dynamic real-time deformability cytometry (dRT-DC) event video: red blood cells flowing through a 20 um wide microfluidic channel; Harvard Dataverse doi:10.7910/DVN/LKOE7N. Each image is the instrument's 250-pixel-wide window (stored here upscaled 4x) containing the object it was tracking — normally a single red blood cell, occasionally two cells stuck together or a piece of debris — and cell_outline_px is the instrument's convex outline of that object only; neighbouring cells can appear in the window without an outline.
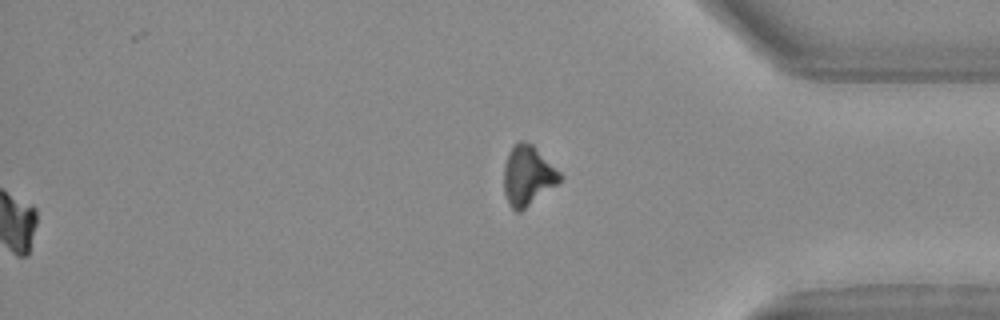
{"species": "Egyptian fruit bat (a non-hibernating species)", "species_latin": "Rousettus aegyptiacus", "temperature_condition": "warm", "stored_images_in_passage": 37, "segment_of_instrument_passage": [2, 2], "camera_frame_rate_fps": 3000, "um_per_image_px": 0.085, "animal": {"sex": "female"}, "frame": {"image": 1, "passage_image": 37, "time_ms": 12.0, "image_size_px": [1000, 320], "cell_outline_px": [[564, 176], [556, 184], [520, 212], [516, 212], [512, 208], [504, 192], [504, 164], [508, 152], [520, 140], [532, 144]], "centroid_in_image_um": [44.85, 14.92], "position_along_channel_um": 390.4, "area_um2": 19.13}}